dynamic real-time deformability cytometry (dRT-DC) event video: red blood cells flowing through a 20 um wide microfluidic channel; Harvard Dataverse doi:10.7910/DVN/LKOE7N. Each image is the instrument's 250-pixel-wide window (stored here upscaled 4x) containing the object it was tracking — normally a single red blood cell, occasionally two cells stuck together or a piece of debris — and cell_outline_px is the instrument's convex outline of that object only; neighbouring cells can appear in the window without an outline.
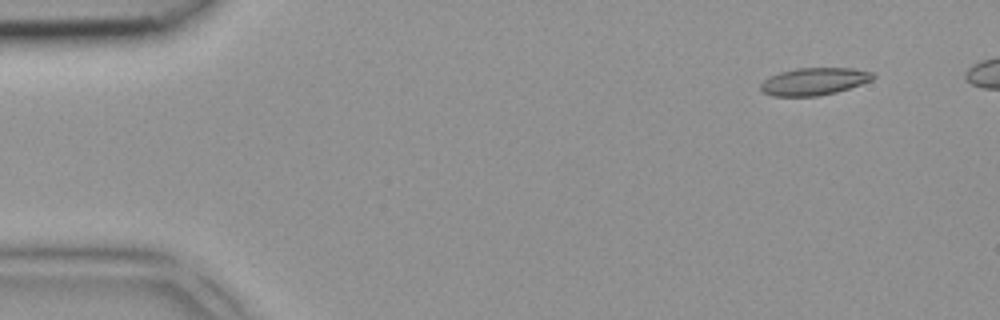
{"species": "common noctule bat (a hibernating species)", "species_latin": "Nyctalus noctula", "temperature_condition": "room temperature", "stored_images_in_passage": 5, "camera_frame_rate_fps": 3000, "um_per_image_px": 0.085, "animal": {"sex": "female", "body_mass_g": 18.4}, "frame": {"image": 1, "passage_image": 5, "time_ms": 1.333, "image_size_px": [1000, 320], "cell_outline_px": [[876, 76], [872, 80], [836, 92], [816, 96], [772, 96], [764, 92], [760, 88], [760, 84], [768, 76], [780, 72], [796, 68], [852, 68], [872, 72]], "centroid_in_image_um": [69.17, 6.91], "position_along_channel_um": 15.8, "area_um2": 17.86}}